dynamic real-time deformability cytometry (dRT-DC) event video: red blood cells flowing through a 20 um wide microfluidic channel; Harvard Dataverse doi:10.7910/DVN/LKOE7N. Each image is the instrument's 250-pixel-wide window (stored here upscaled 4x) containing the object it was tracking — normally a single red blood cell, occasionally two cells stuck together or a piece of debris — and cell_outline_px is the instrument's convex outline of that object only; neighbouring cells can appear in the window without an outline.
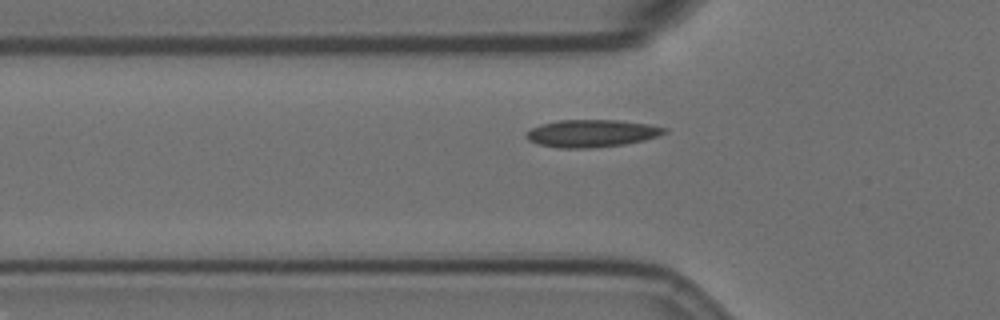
{"species": "Egyptian fruit bat (a non-hibernating species)", "species_latin": "Rousettus aegyptiacus", "temperature_condition": "room temperature", "stored_images_in_passage": 42, "camera_frame_rate_fps": 3000, "um_per_image_px": 0.085, "animal": {"sex": "female"}, "frame": {"image": 1, "passage_image": 4, "time_ms": 1.0, "image_size_px": [1000, 320], "cell_outline_px": [[668, 132], [644, 140], [624, 144], [592, 148], [560, 148], [540, 144], [528, 140], [524, 136], [532, 128], [540, 124], [556, 120], [616, 120], [648, 124], [668, 128]], "centroid_in_image_um": [50.29, 11.33], "position_along_channel_um": 75.5, "area_um2": 22.02}}
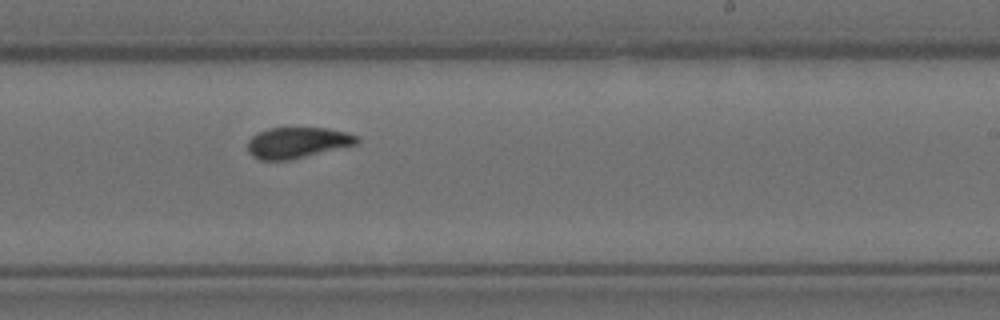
{"frame": {"image": 2, "passage_image": 20, "time_ms": 6.333, "image_size_px": [1000, 320], "cell_outline_px": [[360, 140], [356, 144], [288, 160], [260, 160], [252, 156], [248, 152], [248, 140], [252, 136], [268, 128], [328, 128], [348, 132], [360, 136]], "centroid_in_image_um": [25.28, 12.11], "position_along_channel_um": 263.7, "area_um2": 19.59}}
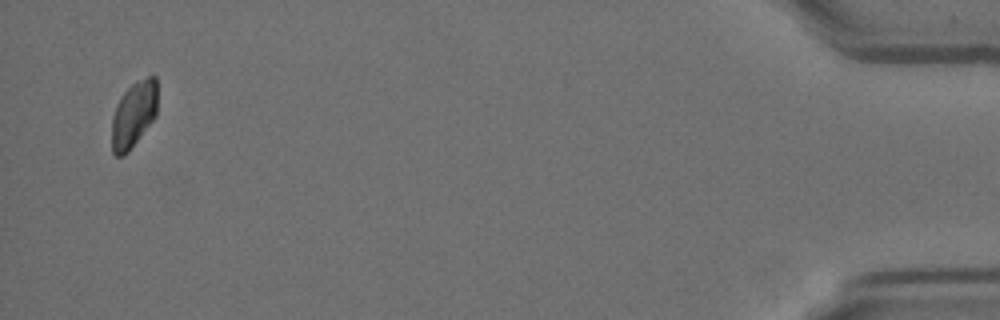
{"frame": {"image": 3, "passage_image": 41, "time_ms": 13.333, "image_size_px": [1000, 320], "cell_outline_px": [[156, 116], [128, 152], [120, 156], [116, 156], [112, 152], [112, 116], [116, 104], [120, 96], [132, 84], [148, 76], [156, 76]], "centroid_in_image_um": [11.34, 9.73], "position_along_channel_um": 423.9, "area_um2": 17.46}}